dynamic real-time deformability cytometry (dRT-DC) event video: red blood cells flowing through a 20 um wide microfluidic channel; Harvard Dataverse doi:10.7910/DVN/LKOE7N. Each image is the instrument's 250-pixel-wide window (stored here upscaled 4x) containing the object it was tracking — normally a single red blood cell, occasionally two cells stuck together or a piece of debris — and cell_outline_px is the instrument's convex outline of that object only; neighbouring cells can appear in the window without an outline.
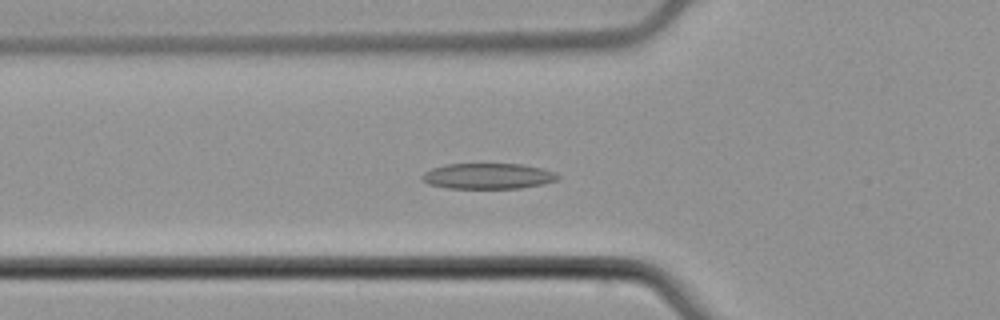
{"species": "common noctule bat (a hibernating species)", "species_latin": "Nyctalus noctula", "temperature_condition": "cold", "stored_images_in_passage": 54, "camera_frame_rate_fps": 3000, "um_per_image_px": 0.085, "animal": {"sex": "male", "body_mass_g": 21.5, "forearm_length_mm": 52.0}, "frame": {"image": 1, "passage_image": 20, "time_ms": 6.333, "image_size_px": [1000, 320], "cell_outline_px": [[560, 176], [556, 180], [544, 184], [520, 188], [448, 188], [428, 184], [420, 180], [420, 176], [424, 172], [432, 168], [444, 164], [524, 164], [540, 168], [552, 172]], "centroid_in_image_um": [41.42, 14.97], "position_along_channel_um": 84.4, "area_um2": 20.35}}
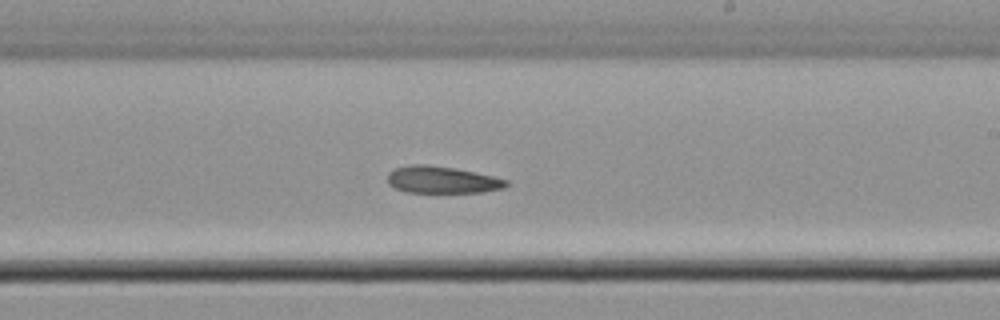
{"frame": {"image": 2, "passage_image": 33, "time_ms": 10.667, "image_size_px": [1000, 320], "cell_outline_px": [[508, 184], [504, 188], [480, 192], [408, 192], [396, 188], [388, 184], [388, 172], [392, 168], [412, 164], [428, 164], [456, 168], [492, 176], [508, 180]], "centroid_in_image_um": [37.54, 15.27], "position_along_channel_um": 251.5, "area_um2": 18.67}}
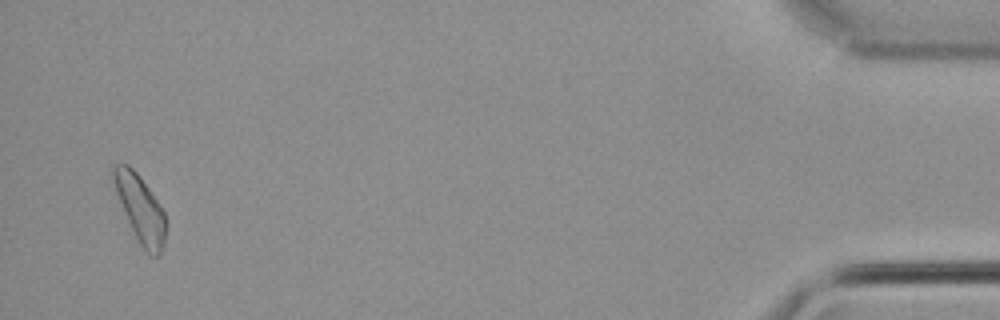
{"frame": {"image": 3, "passage_image": 53, "time_ms": 17.333, "image_size_px": [1000, 320], "cell_outline_px": [[164, 244], [160, 252], [156, 256], [148, 256], [140, 244], [128, 220], [116, 192], [112, 180], [112, 164], [128, 164], [140, 176], [164, 212]], "centroid_in_image_um": [11.89, 17.71], "position_along_channel_um": 423.3, "area_um2": 19.77}, "authors_computed_cell_mechanics": {"area_um2": 20.0855, "velocity_mm_per_s": 3.8629, "shape_relaxation_time_tau1_ms": null, "shape_relaxation_time_tau2_ms": 4.7717, "deformation_change_tau1": null, "deformation_change_tau2": 0.1187}}